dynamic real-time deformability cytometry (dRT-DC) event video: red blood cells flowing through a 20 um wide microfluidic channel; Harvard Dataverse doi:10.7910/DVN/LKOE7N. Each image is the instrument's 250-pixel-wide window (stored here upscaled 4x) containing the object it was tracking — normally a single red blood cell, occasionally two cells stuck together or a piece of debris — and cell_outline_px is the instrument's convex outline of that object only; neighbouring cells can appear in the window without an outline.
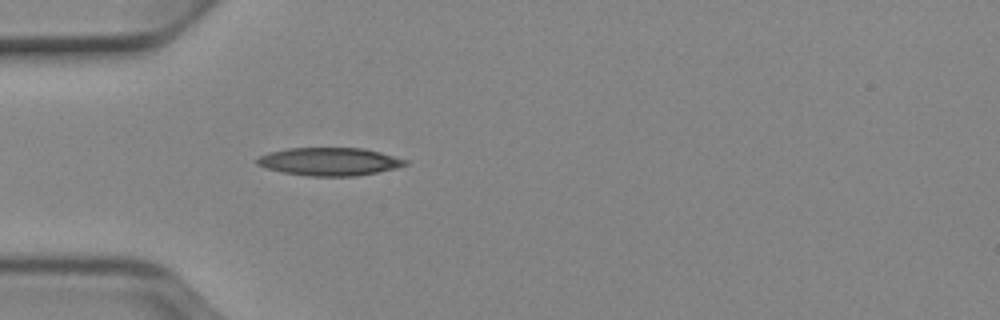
{"species": "Egyptian fruit bat (a non-hibernating species)", "species_latin": "Rousettus aegyptiacus", "temperature_condition": "cold", "stored_images_in_passage": 10, "camera_frame_rate_fps": 3000, "um_per_image_px": 0.085, "animal": {"sex": "female"}, "frame": {"image": 1, "passage_image": 4, "time_ms": 1.0, "image_size_px": [1000, 320], "cell_outline_px": [[408, 164], [396, 168], [356, 176], [312, 176], [284, 172], [268, 168], [256, 164], [256, 156], [268, 152], [288, 148], [364, 148], [380, 152], [408, 160]], "centroid_in_image_um": [27.99, 13.72], "position_along_channel_um": 57.0, "area_um2": 24.1}}
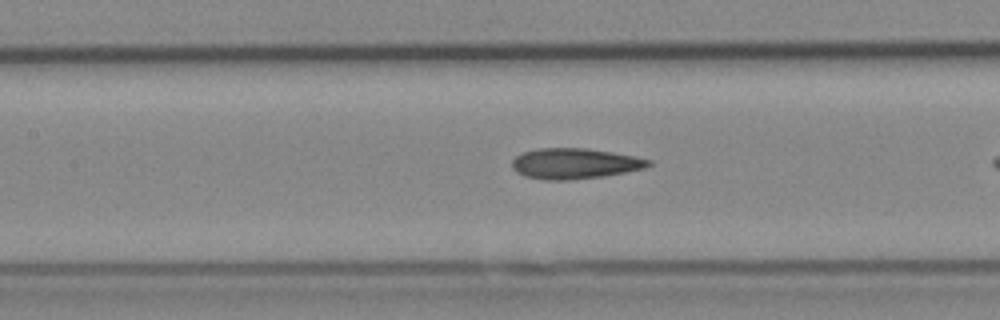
{"frame": {"image": 2, "passage_image": 9, "time_ms": 2.667, "image_size_px": [1000, 320], "cell_outline_px": [[652, 164], [644, 168], [604, 176], [568, 180], [544, 180], [524, 176], [516, 172], [512, 168], [512, 160], [516, 156], [524, 152], [540, 148], [584, 148], [612, 152], [652, 160]], "centroid_in_image_um": [48.82, 13.91], "position_along_channel_um": 158.6, "area_um2": 24.22}}